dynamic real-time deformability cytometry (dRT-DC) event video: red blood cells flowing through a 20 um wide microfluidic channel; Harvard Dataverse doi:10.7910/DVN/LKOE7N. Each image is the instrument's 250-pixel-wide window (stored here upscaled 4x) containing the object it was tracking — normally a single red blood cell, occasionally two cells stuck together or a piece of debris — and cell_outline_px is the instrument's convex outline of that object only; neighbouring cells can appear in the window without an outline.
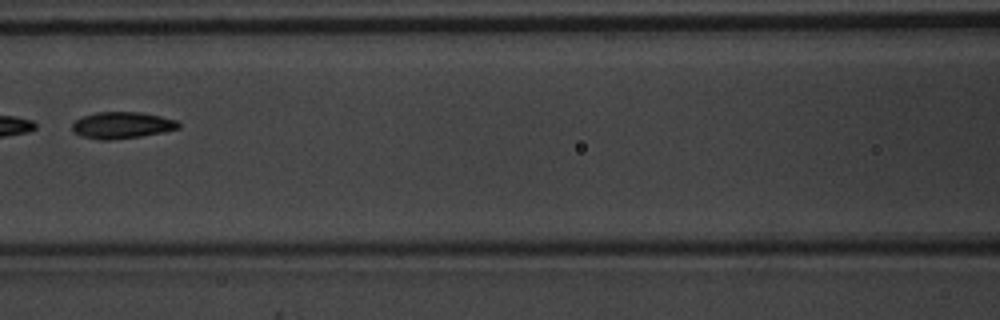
{"species": "common noctule bat (a hibernating species)", "species_latin": "Nyctalus noctula", "temperature_condition": "warm", "stored_images_in_passage": 7, "camera_frame_rate_fps": 3000, "um_per_image_px": 0.085, "animal": {"sex": "male", "body_mass_g": 20.1, "forearm_length_mm": 53.5}, "frame": {"image": 1, "passage_image": 6, "time_ms": 1.667, "image_size_px": [1000, 320], "cell_outline_px": [[180, 128], [164, 132], [140, 136], [112, 140], [100, 140], [80, 136], [72, 132], [72, 124], [76, 120], [84, 116], [96, 112], [140, 112], [160, 116], [176, 120], [180, 124]], "centroid_in_image_um": [10.35, 10.65], "position_along_channel_um": 156.3, "area_um2": 16.53}}
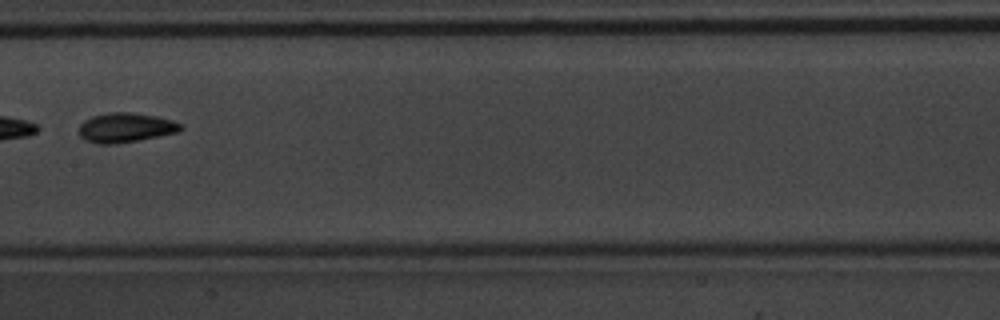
{"frame": {"image": 2, "passage_image": 7, "time_ms": 2.0, "image_size_px": [1000, 320], "cell_outline_px": [[184, 128], [180, 132], [116, 144], [100, 144], [84, 140], [80, 136], [80, 124], [84, 120], [92, 116], [108, 112], [132, 112], [156, 116], [172, 120], [180, 124]], "centroid_in_image_um": [10.68, 10.84], "position_along_channel_um": 196.7, "area_um2": 17.57}}